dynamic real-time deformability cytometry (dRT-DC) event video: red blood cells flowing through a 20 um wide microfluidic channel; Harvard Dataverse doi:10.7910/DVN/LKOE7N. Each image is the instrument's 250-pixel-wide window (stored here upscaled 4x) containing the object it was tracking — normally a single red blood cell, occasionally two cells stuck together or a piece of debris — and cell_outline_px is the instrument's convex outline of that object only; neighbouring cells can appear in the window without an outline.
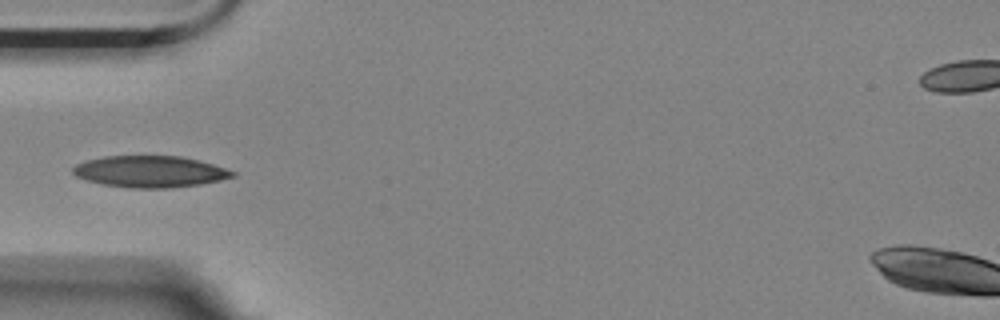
{"species": "Egyptian fruit bat (a non-hibernating species)", "species_latin": "Rousettus aegyptiacus", "temperature_condition": "room temperature", "stored_images_in_passage": 4, "camera_frame_rate_fps": 3000, "um_per_image_px": 0.085, "animal": {"sex": "female"}, "frame": {"image": 1, "passage_image": 3, "time_ms": 0.667, "image_size_px": [1000, 320], "cell_outline_px": [[236, 176], [220, 180], [200, 184], [168, 188], [128, 188], [104, 184], [88, 180], [76, 176], [72, 172], [72, 168], [76, 164], [88, 160], [104, 156], [180, 156], [212, 164], [236, 172]], "centroid_in_image_um": [12.74, 14.59], "position_along_channel_um": 72.3, "area_um2": 29.07}}
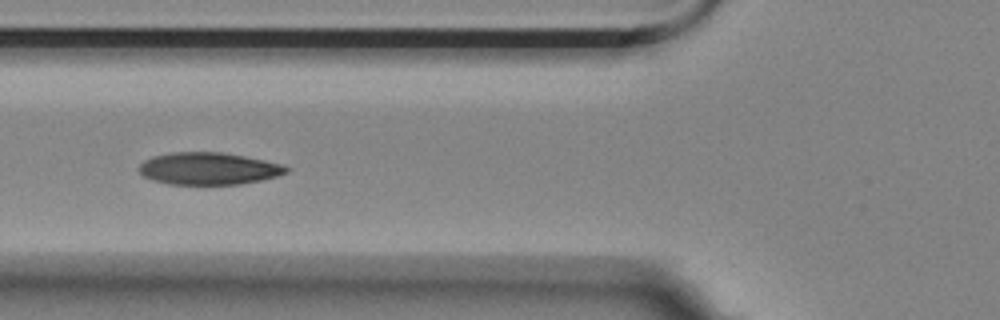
{"frame": {"image": 2, "passage_image": 4, "time_ms": 1.0, "image_size_px": [1000, 320], "cell_outline_px": [[292, 168], [288, 172], [276, 176], [260, 180], [240, 184], [168, 184], [152, 180], [144, 176], [136, 168], [144, 160], [152, 156], [172, 152], [220, 152], [244, 156], [284, 164]], "centroid_in_image_um": [17.72, 14.32], "position_along_channel_um": 108.1, "area_um2": 27.74}}